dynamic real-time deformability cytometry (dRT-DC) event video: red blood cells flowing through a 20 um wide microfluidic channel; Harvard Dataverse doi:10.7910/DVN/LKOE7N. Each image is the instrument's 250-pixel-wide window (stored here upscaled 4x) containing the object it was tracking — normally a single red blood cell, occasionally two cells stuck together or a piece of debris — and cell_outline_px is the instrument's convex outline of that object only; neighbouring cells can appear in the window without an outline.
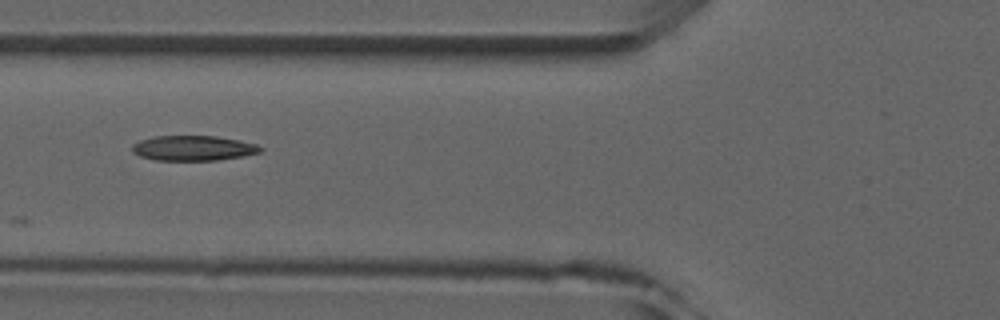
{"species": "common noctule bat (a hibernating species)", "species_latin": "Nyctalus noctula", "temperature_condition": "room temperature", "stored_images_in_passage": 6, "camera_frame_rate_fps": 3000, "um_per_image_px": 0.085, "animal": {"sex": "male", "forearm_length_mm": 52.5}, "frame": {"image": 1, "passage_image": 6, "time_ms": 5.667, "image_size_px": [1000, 320], "cell_outline_px": [[264, 148], [260, 152], [244, 156], [216, 160], [156, 160], [140, 156], [132, 152], [132, 144], [140, 140], [152, 136], [216, 136], [256, 144]], "centroid_in_image_um": [16.4, 12.59], "position_along_channel_um": 109.4, "area_um2": 18.67}}